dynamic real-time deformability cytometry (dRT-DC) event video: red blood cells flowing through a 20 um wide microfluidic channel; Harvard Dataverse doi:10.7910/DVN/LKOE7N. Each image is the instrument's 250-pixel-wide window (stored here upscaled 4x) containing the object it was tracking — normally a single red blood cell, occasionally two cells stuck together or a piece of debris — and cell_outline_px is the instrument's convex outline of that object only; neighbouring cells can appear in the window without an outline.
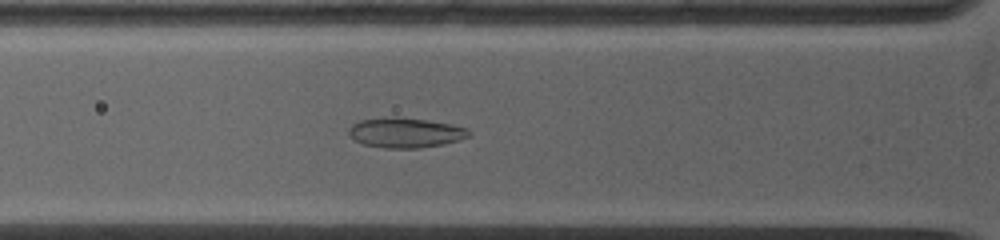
{"species": "common noctule bat (a hibernating species)", "species_latin": "Nyctalus noctula", "temperature_condition": "warm", "stored_images_in_passage": 53, "camera_frame_rate_fps": 5000, "um_per_image_px": 0.085, "animal": {"sex": "female", "body_mass_g": 19.0, "forearm_length_mm": 53.3}, "frame": {"image": 1, "passage_image": 8, "time_ms": 2.8, "image_size_px": [1000, 240], "cell_outline_px": [[472, 132], [468, 136], [460, 140], [444, 144], [420, 148], [384, 148], [364, 144], [348, 136], [348, 128], [352, 124], [360, 120], [392, 116], [424, 120], [452, 124], [468, 128]], "centroid_in_image_um": [34.46, 11.28], "position_along_channel_um": 91.3, "area_um2": 21.1}}
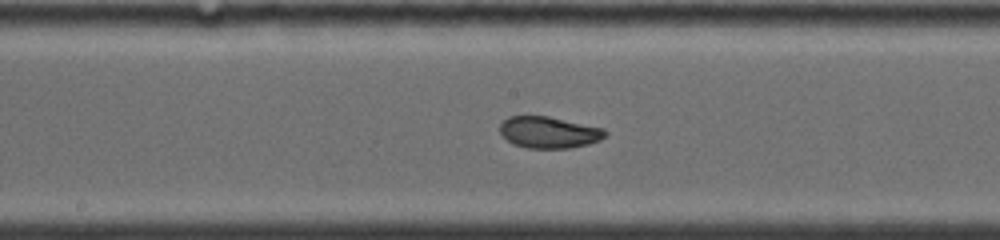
{"frame": {"image": 2, "passage_image": 21, "time_ms": 5.6, "image_size_px": [1000, 240], "cell_outline_px": [[608, 132], [600, 140], [588, 144], [572, 148], [528, 148], [512, 144], [500, 132], [500, 124], [508, 116], [548, 116], [604, 128]], "centroid_in_image_um": [46.66, 11.25], "position_along_channel_um": 201.5, "area_um2": 19.36}}
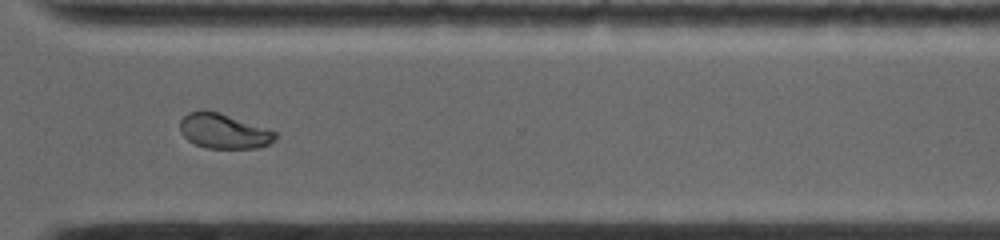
{"frame": {"image": 3, "passage_image": 39, "time_ms": 9.4, "image_size_px": [1000, 240], "cell_outline_px": [[276, 136], [268, 144], [260, 148], [208, 148], [196, 144], [188, 140], [180, 132], [180, 120], [188, 112], [200, 108], [204, 108], [220, 112], [276, 132]], "centroid_in_image_um": [18.95, 11.11], "position_along_channel_um": 351.6, "area_um2": 19.42}, "authors_computed_cell_mechanics": {"area_um2": 20.1722, "velocity_mm_per_s": 3.9445, "shape_relaxation_time_tau1_ms": null, "shape_relaxation_time_tau2_ms": 0.7891, "deformation_change_tau1": null, "deformation_change_tau2": 0.0464}}